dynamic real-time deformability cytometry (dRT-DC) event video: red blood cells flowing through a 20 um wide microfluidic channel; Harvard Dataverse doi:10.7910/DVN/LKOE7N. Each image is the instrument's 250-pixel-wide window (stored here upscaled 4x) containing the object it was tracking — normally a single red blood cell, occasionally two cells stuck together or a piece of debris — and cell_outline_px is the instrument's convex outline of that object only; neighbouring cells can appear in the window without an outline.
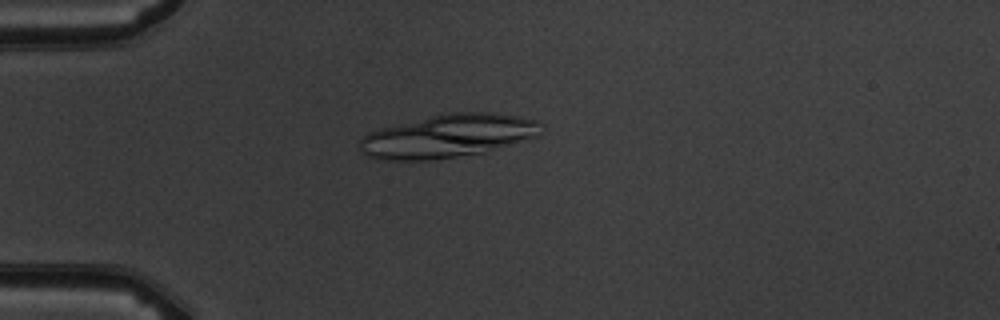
{"species": "common noctule bat (a hibernating species)", "species_latin": "Nyctalus noctula", "temperature_condition": "warm", "stored_images_in_passage": 3, "segment_of_instrument_passage": [1, 2], "camera_frame_rate_fps": 3000, "um_per_image_px": 0.085, "animal": {"sex": "male", "body_mass_g": 19.5, "forearm_length_mm": 54.6}, "frame": {"image": 1, "passage_image": 1, "time_ms": 0.0, "image_size_px": [1000, 320], "cell_outline_px": [[544, 124], [540, 136], [484, 152], [432, 160], [376, 160], [360, 152], [360, 140], [368, 132], [380, 128], [432, 116], [452, 112], [496, 112], [520, 116], [540, 120]], "centroid_in_image_um": [38.14, 11.56], "position_along_channel_um": 46.9, "area_um2": 46.01}}